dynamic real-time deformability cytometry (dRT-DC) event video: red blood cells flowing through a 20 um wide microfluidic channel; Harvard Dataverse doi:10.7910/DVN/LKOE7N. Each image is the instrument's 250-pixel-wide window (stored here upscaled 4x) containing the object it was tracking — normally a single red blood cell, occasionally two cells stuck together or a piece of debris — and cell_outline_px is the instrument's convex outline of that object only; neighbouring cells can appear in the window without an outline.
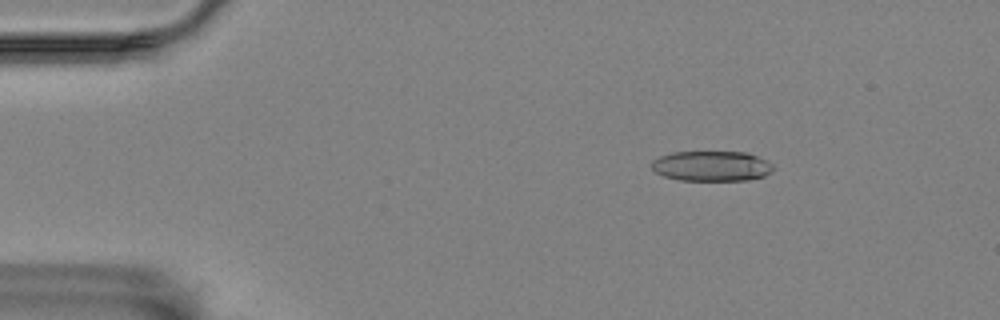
{"species": "Egyptian fruit bat (a non-hibernating species)", "species_latin": "Rousettus aegyptiacus", "temperature_condition": "room temperature", "stored_images_in_passage": 6, "camera_frame_rate_fps": 3000, "um_per_image_px": 0.085, "animal": {"sex": "female"}, "frame": {"image": 1, "passage_image": 3, "time_ms": 2.333, "image_size_px": [1000, 320], "cell_outline_px": [[776, 168], [772, 172], [764, 176], [748, 180], [680, 180], [664, 176], [656, 172], [648, 164], [652, 160], [660, 156], [672, 152], [744, 152], [756, 156], [772, 164]], "centroid_in_image_um": [60.47, 14.11], "position_along_channel_um": 24.5, "area_um2": 21.44}}
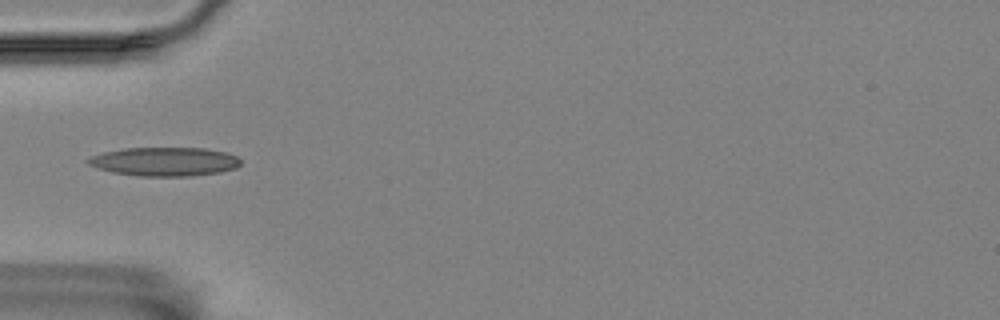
{"frame": {"image": 2, "passage_image": 6, "time_ms": 5.667, "image_size_px": [1000, 320], "cell_outline_px": [[240, 164], [236, 168], [220, 172], [192, 176], [136, 176], [112, 172], [96, 168], [88, 164], [84, 160], [92, 156], [104, 152], [124, 148], [204, 148], [224, 152], [236, 156], [240, 160]], "centroid_in_image_um": [13.96, 13.74], "position_along_channel_um": 71.0, "area_um2": 25.66}}